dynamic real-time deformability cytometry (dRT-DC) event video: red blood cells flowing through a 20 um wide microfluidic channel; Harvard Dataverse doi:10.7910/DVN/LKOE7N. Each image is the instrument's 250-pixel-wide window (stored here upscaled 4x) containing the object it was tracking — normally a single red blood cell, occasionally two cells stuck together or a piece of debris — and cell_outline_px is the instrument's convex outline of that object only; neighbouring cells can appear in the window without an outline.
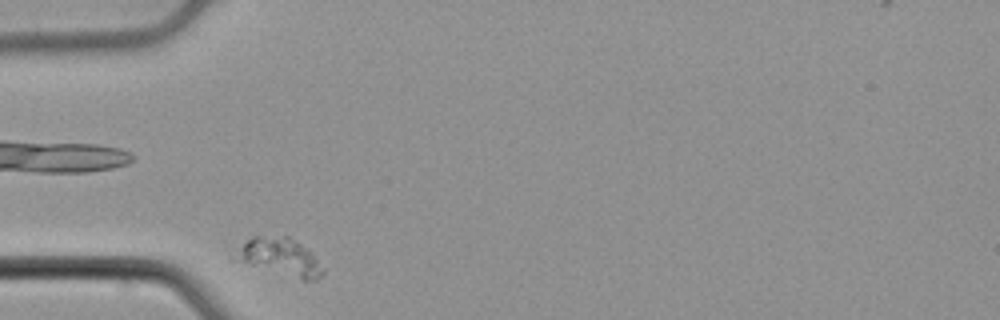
{"species": "common noctule bat (a hibernating species)", "species_latin": "Nyctalus noctula", "temperature_condition": "cold", "stored_images_in_passage": 30, "camera_frame_rate_fps": 3000, "um_per_image_px": 0.085, "animal": {"sex": "male", "body_mass_g": 21.5, "forearm_length_mm": 52.0}, "frame": {"image": 1, "passage_image": 1, "time_ms": 0.0, "image_size_px": [1000, 320], "cell_outline_px": [[324, 272], [316, 280], [304, 280], [240, 260], [228, 256], [252, 236], [288, 236], [312, 252], [324, 268]], "centroid_in_image_um": [23.82, 21.81], "position_along_channel_um": 61.2, "area_um2": 18.55}}
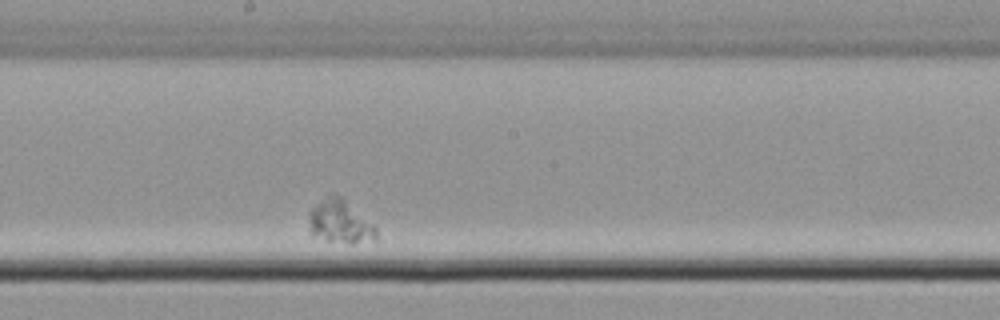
{"frame": {"image": 2, "passage_image": 16, "time_ms": 5.0, "image_size_px": [1000, 320], "cell_outline_px": [[376, 240], [352, 244], [348, 244], [328, 240], [312, 236], [308, 228], [308, 212], [312, 208], [332, 192], [340, 196], [372, 224], [376, 228]], "centroid_in_image_um": [28.86, 18.88], "position_along_channel_um": 219.3, "area_um2": 16.94}}
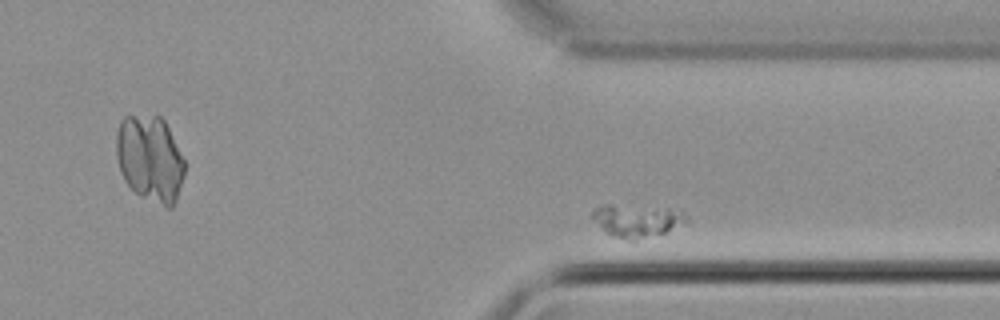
{"frame": {"image": 3, "passage_image": 28, "time_ms": 9.0, "image_size_px": [1000, 320], "cell_outline_px": [[692, 224], [636, 240], [628, 240], [612, 236], [604, 232], [592, 216], [592, 212], [596, 208], [608, 204], [612, 204], [680, 208], [688, 216]], "centroid_in_image_um": [54.28, 18.73], "position_along_channel_um": 357.1, "area_um2": 18.55}}